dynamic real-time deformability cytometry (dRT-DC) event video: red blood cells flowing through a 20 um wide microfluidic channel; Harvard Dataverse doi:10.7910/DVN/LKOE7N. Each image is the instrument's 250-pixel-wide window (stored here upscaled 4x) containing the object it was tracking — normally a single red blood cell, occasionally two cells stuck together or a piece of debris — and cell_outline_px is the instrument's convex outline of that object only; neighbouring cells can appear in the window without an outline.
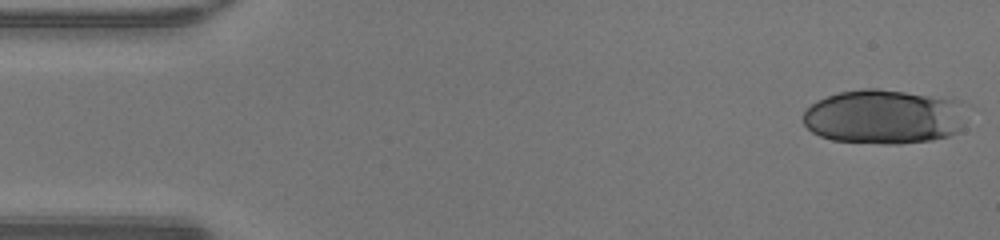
{"species": "human", "species_latin": "Homo sapiens", "temperature_condition": "warm", "stored_images_in_passage": 47, "segment_of_instrument_passage": [1, 2], "camera_frame_rate_fps": 3000, "um_per_image_px": 0.085, "donor": {"sex": "male"}, "frame": {"image": 1, "passage_image": 1, "time_ms": 0.0, "image_size_px": [1000, 240], "cell_outline_px": [[972, 108], [960, 128], [956, 132], [948, 136], [932, 140], [900, 144], [884, 144], [832, 140], [820, 136], [812, 132], [804, 124], [804, 112], [812, 104], [828, 96], [840, 92], [864, 88], [880, 88], [952, 96], [964, 100], [972, 104]], "centroid_in_image_um": [75.33, 9.88], "position_along_channel_um": 9.7, "area_um2": 53.64}}
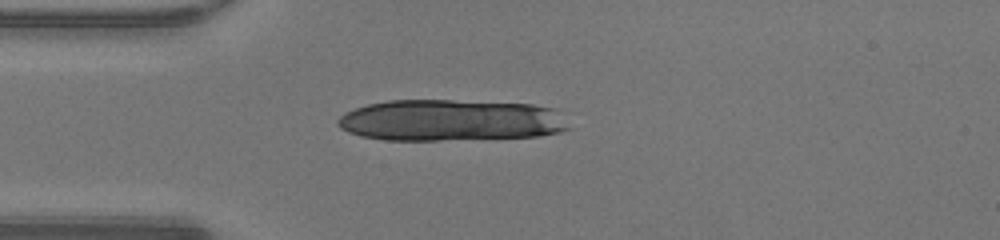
{"frame": {"image": 2, "passage_image": 12, "time_ms": 3.667, "image_size_px": [1000, 240], "cell_outline_px": [[572, 128], [560, 132], [540, 136], [440, 140], [384, 140], [360, 136], [348, 132], [340, 128], [336, 124], [336, 120], [344, 112], [368, 104], [388, 100], [452, 100], [532, 104], [556, 108]], "centroid_in_image_um": [38.31, 10.22], "position_along_channel_um": 46.7, "area_um2": 56.3}}